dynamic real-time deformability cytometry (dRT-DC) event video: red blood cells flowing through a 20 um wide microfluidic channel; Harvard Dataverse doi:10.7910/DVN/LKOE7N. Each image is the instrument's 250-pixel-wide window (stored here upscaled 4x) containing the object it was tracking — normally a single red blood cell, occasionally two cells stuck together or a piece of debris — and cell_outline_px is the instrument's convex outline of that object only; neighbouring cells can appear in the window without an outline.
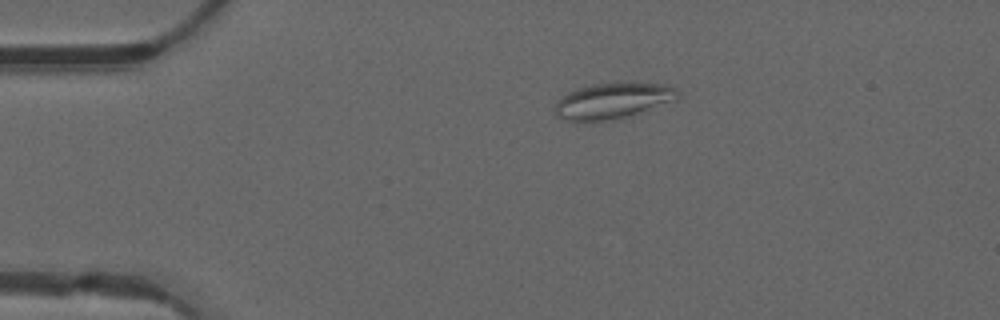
{"species": "common noctule bat (a hibernating species)", "species_latin": "Nyctalus noctula", "temperature_condition": "warm", "stored_images_in_passage": 26, "camera_frame_rate_fps": 3000, "um_per_image_px": 0.085, "animal": {"sex": "male", "forearm_length_mm": 52.5}, "frame": {"image": 1, "passage_image": 3, "time_ms": 0.667, "image_size_px": [1000, 320], "cell_outline_px": [[680, 96], [676, 100], [620, 120], [588, 124], [568, 120], [556, 116], [556, 100], [568, 92], [592, 84], [668, 84], [676, 88], [680, 92]], "centroid_in_image_um": [52.09, 8.63], "position_along_channel_um": 32.9, "area_um2": 26.13}}
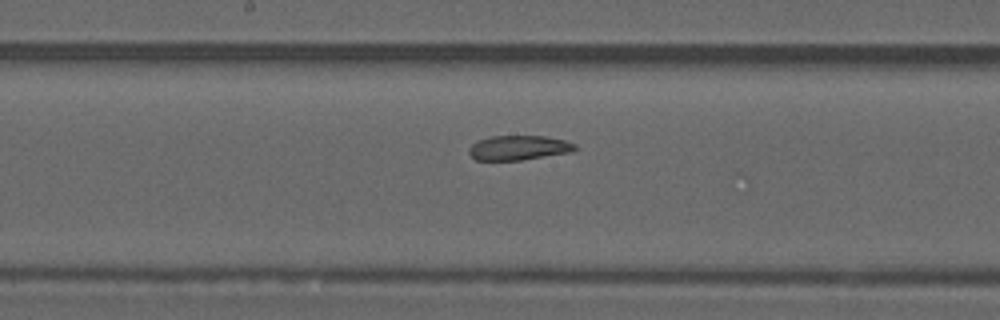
{"frame": {"image": 2, "passage_image": 19, "time_ms": 6.0, "image_size_px": [1000, 320], "cell_outline_px": [[576, 148], [572, 152], [520, 160], [476, 160], [468, 152], [468, 148], [472, 144], [488, 136], [544, 136], [564, 140], [576, 144]], "centroid_in_image_um": [44.08, 12.56], "position_along_channel_um": 204.1, "area_um2": 15.14}}
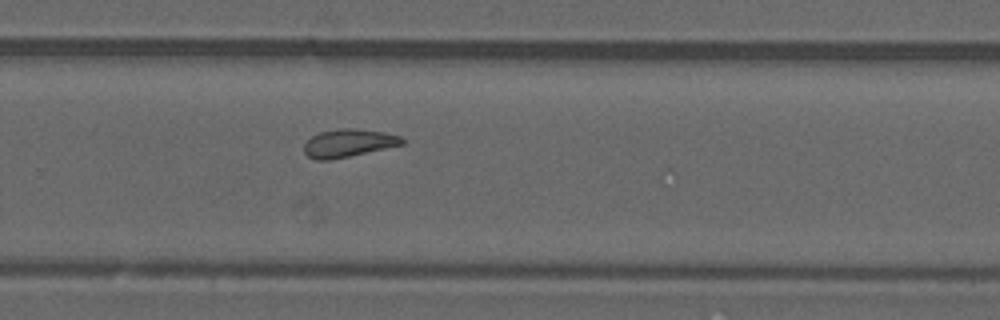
{"frame": {"image": 3, "passage_image": 26, "time_ms": 8.333, "image_size_px": [1000, 320], "cell_outline_px": [[404, 144], [348, 156], [328, 160], [316, 160], [308, 156], [304, 152], [304, 144], [312, 136], [320, 132], [336, 128], [352, 128], [384, 132], [400, 136], [404, 140]], "centroid_in_image_um": [29.59, 12.15], "position_along_channel_um": 300.2, "area_um2": 15.78}}